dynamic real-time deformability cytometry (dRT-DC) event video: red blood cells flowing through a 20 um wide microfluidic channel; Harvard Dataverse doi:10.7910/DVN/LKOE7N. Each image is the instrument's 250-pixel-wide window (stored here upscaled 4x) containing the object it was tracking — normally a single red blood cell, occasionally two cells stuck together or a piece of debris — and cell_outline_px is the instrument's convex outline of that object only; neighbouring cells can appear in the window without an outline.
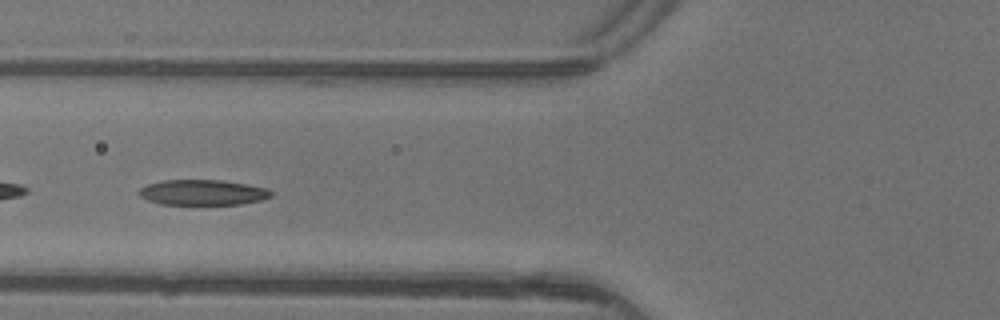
{"species": "common noctule bat (a hibernating species)", "species_latin": "Nyctalus noctula", "temperature_condition": "warm", "stored_images_in_passage": 6, "camera_frame_rate_fps": 3000, "um_per_image_px": 0.085, "animal": {"sex": "female"}, "frame": {"image": 1, "passage_image": 5, "time_ms": 1.333, "image_size_px": [1000, 320], "cell_outline_px": [[272, 196], [260, 200], [240, 204], [160, 204], [148, 200], [140, 196], [140, 188], [148, 184], [164, 180], [224, 180], [248, 184], [268, 188], [272, 192]], "centroid_in_image_um": [17.26, 16.35], "position_along_channel_um": 108.5, "area_um2": 19.48}}
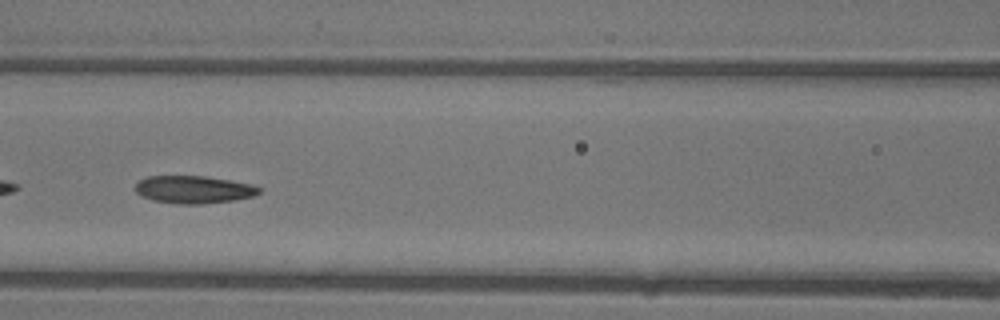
{"frame": {"image": 2, "passage_image": 6, "time_ms": 1.667, "image_size_px": [1000, 320], "cell_outline_px": [[260, 192], [252, 196], [232, 200], [200, 204], [176, 204], [152, 200], [140, 196], [136, 192], [136, 184], [140, 180], [148, 176], [204, 176], [252, 184], [260, 188]], "centroid_in_image_um": [16.42, 16.11], "position_along_channel_um": 150.2, "area_um2": 19.77}}